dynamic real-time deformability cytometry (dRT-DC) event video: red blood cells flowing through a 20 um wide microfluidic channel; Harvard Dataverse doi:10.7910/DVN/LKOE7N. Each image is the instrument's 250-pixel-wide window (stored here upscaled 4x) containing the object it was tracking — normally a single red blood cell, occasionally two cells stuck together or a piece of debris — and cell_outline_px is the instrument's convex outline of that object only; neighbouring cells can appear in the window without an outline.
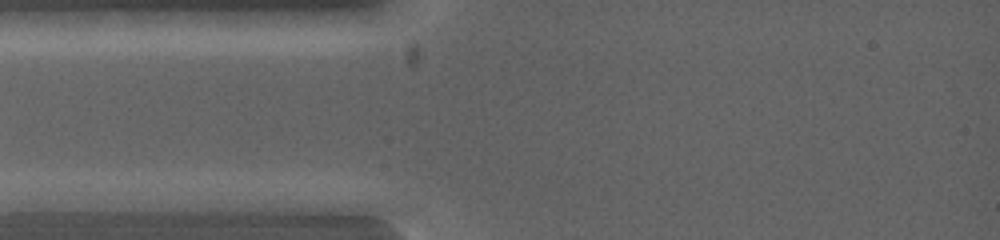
{"species": "common noctule bat (a hibernating species)", "species_latin": "Nyctalus noctula", "temperature_condition": "warm", "stored_images_in_passage": 3, "camera_frame_rate_fps": 5000, "um_per_image_px": 0.085, "animal": {"sex": "female", "body_mass_g": 19.0, "forearm_length_mm": 53.3}, "frame": {"image": 1, "passage_image": 1, "time_ms": 0.0, "image_size_px": [1000, 240], "cell_outline_px": [[120, 200], [96, 212], [20, 212], [12, 200], [40, 192], [88, 192]], "centroid_in_image_um": [5.38, 17.2], "position_along_channel_um": 79.6, "area_um2": 12.48}}